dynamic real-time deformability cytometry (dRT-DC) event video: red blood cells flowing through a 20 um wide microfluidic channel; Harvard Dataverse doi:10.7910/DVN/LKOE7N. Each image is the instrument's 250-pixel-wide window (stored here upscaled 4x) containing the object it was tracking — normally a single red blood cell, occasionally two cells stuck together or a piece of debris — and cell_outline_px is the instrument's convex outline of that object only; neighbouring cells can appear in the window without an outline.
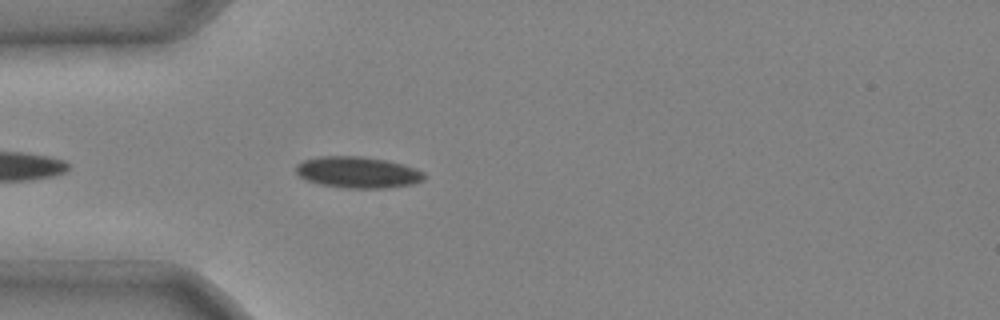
{"species": "common noctule bat (a hibernating species)", "species_latin": "Nyctalus noctula", "temperature_condition": "cold", "stored_images_in_passage": 4, "camera_frame_rate_fps": 3000, "um_per_image_px": 0.085, "animal": {"sex": "male", "body_mass_g": 20.4}, "frame": {"image": 1, "passage_image": 4, "time_ms": 1.0, "image_size_px": [1000, 320], "cell_outline_px": [[428, 176], [424, 180], [412, 184], [384, 188], [344, 188], [316, 184], [300, 176], [296, 172], [296, 164], [304, 160], [320, 156], [360, 156], [384, 160], [416, 168], [424, 172]], "centroid_in_image_um": [30.41, 14.65], "position_along_channel_um": 54.6, "area_um2": 23.47}}